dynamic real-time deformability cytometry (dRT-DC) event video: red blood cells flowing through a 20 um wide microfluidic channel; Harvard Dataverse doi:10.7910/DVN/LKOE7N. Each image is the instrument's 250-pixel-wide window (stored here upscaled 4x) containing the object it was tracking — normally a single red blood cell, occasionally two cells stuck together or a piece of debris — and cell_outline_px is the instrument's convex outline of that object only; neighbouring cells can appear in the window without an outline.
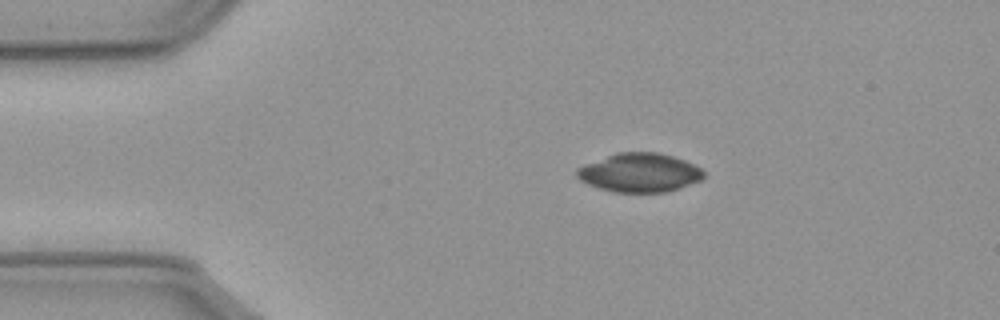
{"species": "common noctule bat (a hibernating species)", "species_latin": "Nyctalus noctula", "temperature_condition": "cold", "stored_images_in_passage": 47, "camera_frame_rate_fps": 3000, "um_per_image_px": 0.085, "animal": {"sex": "male", "body_mass_g": 23.1, "forearm_length_mm": 52.7}, "frame": {"image": 1, "passage_image": 1, "time_ms": 0.0, "image_size_px": [1000, 320], "cell_outline_px": [[704, 176], [700, 180], [680, 188], [668, 192], [612, 192], [588, 184], [580, 180], [576, 176], [576, 168], [616, 152], [656, 152], [672, 156], [684, 160], [700, 168], [704, 172]], "centroid_in_image_um": [54.35, 14.68], "position_along_channel_um": 30.7, "area_um2": 28.61}}
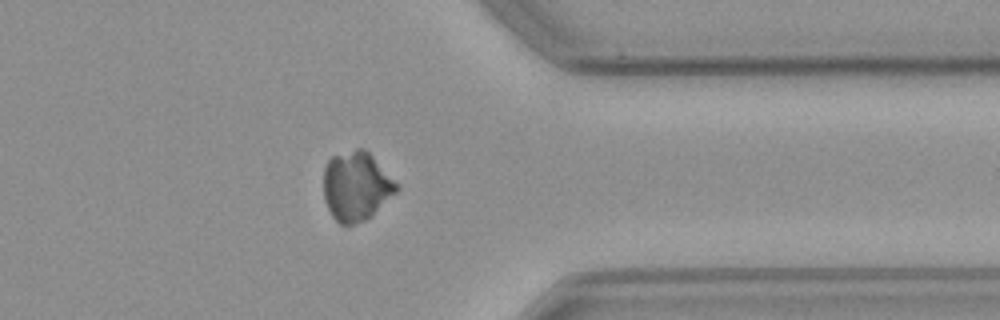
{"frame": {"image": 2, "passage_image": 35, "time_ms": 11.333, "image_size_px": [1000, 320], "cell_outline_px": [[400, 188], [372, 216], [364, 220], [352, 224], [340, 224], [332, 216], [324, 200], [324, 164], [332, 156], [356, 148], [364, 148], [400, 184]], "centroid_in_image_um": [30.29, 15.81], "position_along_channel_um": 381.1, "area_um2": 29.54}}
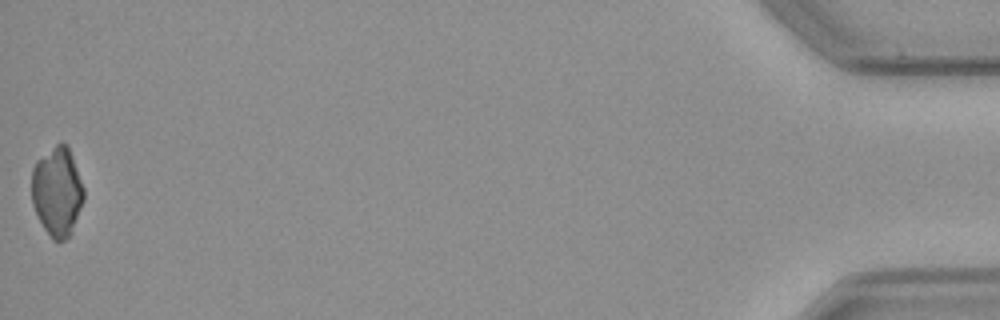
{"frame": {"image": 3, "passage_image": 47, "time_ms": 15.333, "image_size_px": [1000, 320], "cell_outline_px": [[84, 200], [72, 232], [60, 244], [52, 240], [44, 228], [32, 204], [32, 168], [36, 160], [60, 140], [68, 144], [84, 188]], "centroid_in_image_um": [4.87, 16.27], "position_along_channel_um": 430.3, "area_um2": 27.46}}